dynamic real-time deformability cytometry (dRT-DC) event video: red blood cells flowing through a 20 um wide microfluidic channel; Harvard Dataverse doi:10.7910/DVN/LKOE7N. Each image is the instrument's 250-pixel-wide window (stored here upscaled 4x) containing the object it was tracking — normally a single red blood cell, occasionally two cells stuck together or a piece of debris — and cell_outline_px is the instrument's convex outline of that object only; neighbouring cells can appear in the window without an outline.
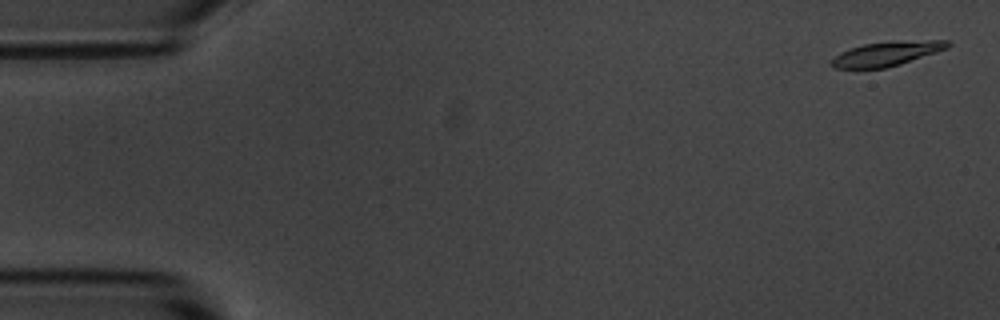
{"species": "common noctule bat (a hibernating species)", "species_latin": "Nyctalus noctula", "temperature_condition": "room temperature", "stored_images_in_passage": 3, "camera_frame_rate_fps": 3000, "um_per_image_px": 0.085, "animal": {"sex": "male", "body_mass_g": 20.1, "forearm_length_mm": 53.5}, "frame": {"image": 1, "passage_image": 1, "time_ms": 0.0, "image_size_px": [1000, 320], "cell_outline_px": [[952, 44], [948, 48], [900, 64], [884, 68], [832, 68], [828, 64], [840, 52], [864, 44], [892, 40], [952, 40]], "centroid_in_image_um": [75.4, 4.54], "position_along_channel_um": 9.6, "area_um2": 16.65}}